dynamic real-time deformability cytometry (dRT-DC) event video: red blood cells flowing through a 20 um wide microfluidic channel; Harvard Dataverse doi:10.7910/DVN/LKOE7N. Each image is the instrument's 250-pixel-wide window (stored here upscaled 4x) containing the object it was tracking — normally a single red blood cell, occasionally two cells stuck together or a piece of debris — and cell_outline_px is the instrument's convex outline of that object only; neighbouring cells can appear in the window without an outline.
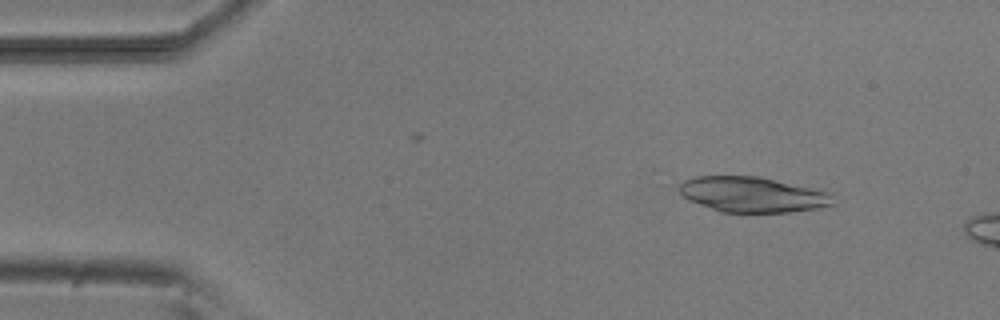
{"species": "common noctule bat (a hibernating species)", "species_latin": "Nyctalus noctula", "temperature_condition": "room temperature", "stored_images_in_passage": 4, "camera_frame_rate_fps": 3000, "um_per_image_px": 0.085, "animal": {"sex": "male", "body_mass_g": 20.5, "forearm_length_mm": 52.5}, "frame": {"image": 1, "passage_image": 2, "time_ms": 1.333, "image_size_px": [1000, 320], "cell_outline_px": [[836, 204], [820, 208], [788, 212], [720, 212], [688, 200], [680, 192], [680, 184], [684, 180], [696, 176], [756, 176], [776, 180], [832, 192]], "centroid_in_image_um": [64.01, 16.54], "position_along_channel_um": 21.0, "area_um2": 31.79}}